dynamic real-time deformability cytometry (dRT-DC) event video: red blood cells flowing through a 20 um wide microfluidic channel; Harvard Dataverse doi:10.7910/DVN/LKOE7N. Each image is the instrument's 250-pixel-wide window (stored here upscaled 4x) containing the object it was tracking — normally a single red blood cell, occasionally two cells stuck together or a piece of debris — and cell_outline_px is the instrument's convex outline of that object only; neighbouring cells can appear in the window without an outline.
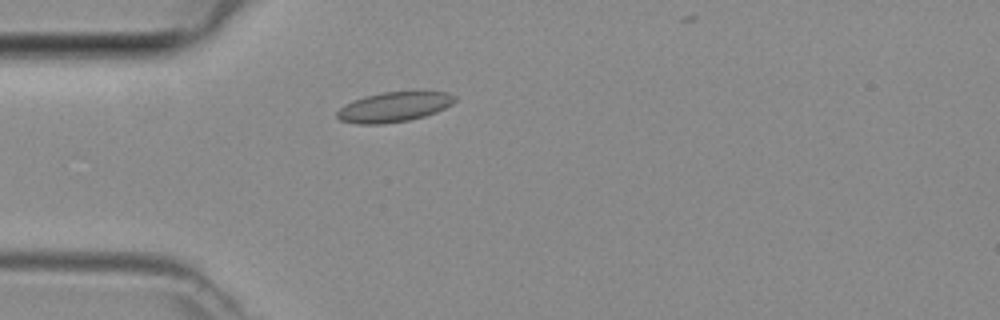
{"species": "common noctule bat (a hibernating species)", "species_latin": "Nyctalus noctula", "temperature_condition": "room temperature", "stored_images_in_passage": 2, "camera_frame_rate_fps": 3000, "um_per_image_px": 0.085, "animal": {"sex": "female", "body_mass_g": 29.2, "forearm_length_mm": 56.3}, "frame": {"image": 1, "passage_image": 1, "time_ms": 0.0, "image_size_px": [1000, 320], "cell_outline_px": [[456, 100], [452, 104], [436, 112], [424, 116], [408, 120], [384, 124], [356, 124], [340, 120], [336, 116], [336, 112], [344, 104], [352, 100], [364, 96], [384, 92], [420, 88], [448, 92], [456, 96]], "centroid_in_image_um": [33.54, 9.03], "position_along_channel_um": 51.5, "area_um2": 21.44}}